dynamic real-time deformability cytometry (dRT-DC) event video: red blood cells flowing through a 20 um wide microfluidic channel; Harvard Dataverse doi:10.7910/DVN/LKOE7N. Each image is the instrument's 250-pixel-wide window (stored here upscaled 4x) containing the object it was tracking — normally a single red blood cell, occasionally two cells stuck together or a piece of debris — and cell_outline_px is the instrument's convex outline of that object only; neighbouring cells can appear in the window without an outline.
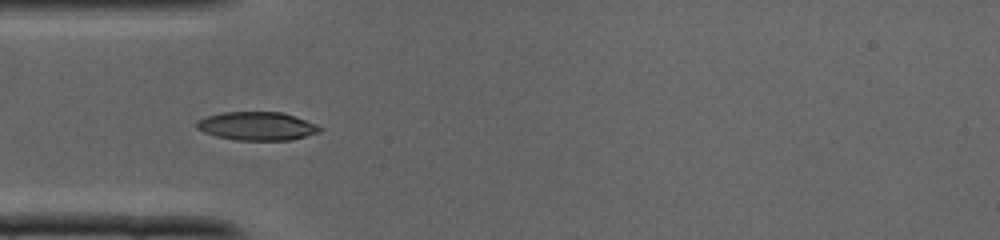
{"species": "common noctule bat (a hibernating species)", "species_latin": "Nyctalus noctula", "temperature_condition": "cold", "stored_images_in_passage": 27, "camera_frame_rate_fps": 3000, "um_per_image_px": 0.085, "animal": {"sex": "male", "body_mass_g": 19.0, "forearm_length_mm": 50.8}, "frame": {"image": 1, "passage_image": 1, "time_ms": 0.0, "image_size_px": [1000, 240], "cell_outline_px": [[320, 132], [292, 140], [236, 140], [216, 136], [204, 132], [196, 128], [196, 120], [204, 116], [224, 112], [284, 112], [304, 120], [320, 128]], "centroid_in_image_um": [21.77, 10.71], "position_along_channel_um": 63.2, "area_um2": 20.29}}
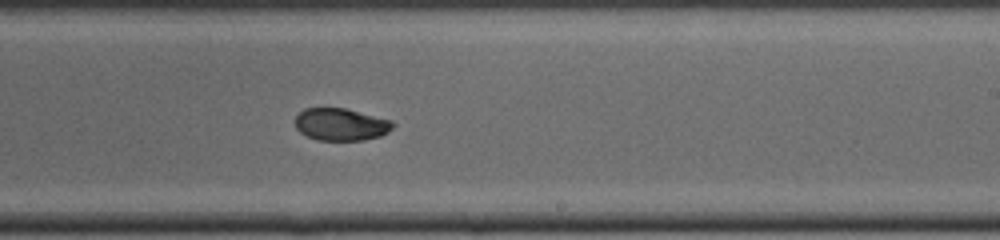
{"frame": {"image": 2, "passage_image": 12, "time_ms": 3.667, "image_size_px": [1000, 240], "cell_outline_px": [[396, 124], [388, 132], [380, 136], [364, 140], [316, 140], [300, 132], [296, 128], [296, 116], [304, 108], [344, 108], [392, 120]], "centroid_in_image_um": [28.99, 10.58], "position_along_channel_um": 260.0, "area_um2": 18.38}}
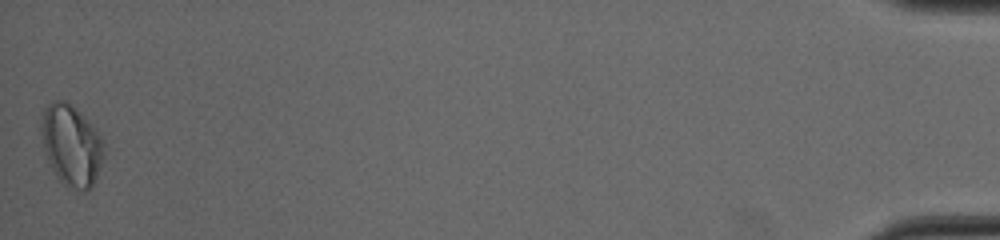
{"frame": {"image": 3, "passage_image": 27, "time_ms": 8.667, "image_size_px": [1000, 240], "cell_outline_px": [[104, 156], [92, 188], [84, 192], [64, 184], [56, 176], [48, 164], [40, 132], [40, 124], [44, 108], [52, 100], [64, 100], [80, 112], [100, 132], [104, 152]], "centroid_in_image_um": [6.06, 12.34], "position_along_channel_um": 429.1, "area_um2": 29.82}}